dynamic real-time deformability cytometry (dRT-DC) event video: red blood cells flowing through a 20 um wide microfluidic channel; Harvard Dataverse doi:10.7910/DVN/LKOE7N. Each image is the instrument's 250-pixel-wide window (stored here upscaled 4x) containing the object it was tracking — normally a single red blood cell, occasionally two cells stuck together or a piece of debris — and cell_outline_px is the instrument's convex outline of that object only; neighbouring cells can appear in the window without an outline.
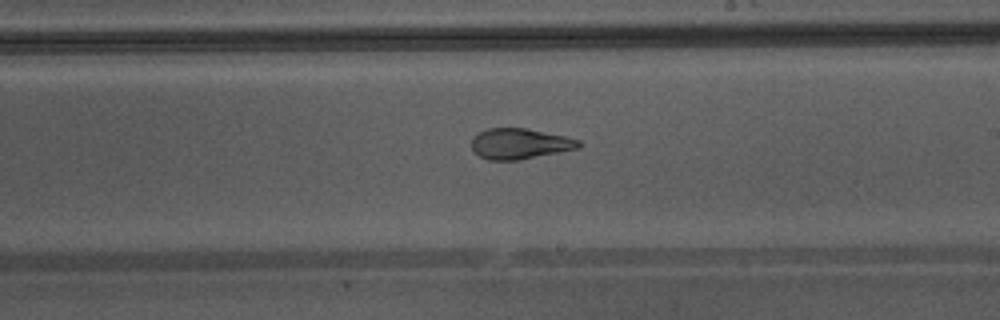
{"species": "Egyptian fruit bat (a non-hibernating species)", "species_latin": "Rousettus aegyptiacus", "temperature_condition": "warm", "stored_images_in_passage": 32, "camera_frame_rate_fps": 3000, "um_per_image_px": 0.085, "animal": {"sex": "male"}, "frame": {"image": 1, "passage_image": 14, "time_ms": 4.333, "image_size_px": [1000, 320], "cell_outline_px": [[580, 148], [520, 160], [488, 160], [480, 156], [472, 148], [472, 136], [476, 132], [488, 128], [524, 128], [564, 136], [580, 140]], "centroid_in_image_um": [44.15, 12.22], "position_along_channel_um": 244.8, "area_um2": 19.13}, "authors_computed_cell_mechanics": {"area_um2": 20.3745, "velocity_mm_per_s": 4.3777, "shape_relaxation_time_tau1_ms": null, "shape_relaxation_time_tau2_ms": 1.905, "deformation_change_tau1": null, "deformation_change_tau2": 0.0576}}